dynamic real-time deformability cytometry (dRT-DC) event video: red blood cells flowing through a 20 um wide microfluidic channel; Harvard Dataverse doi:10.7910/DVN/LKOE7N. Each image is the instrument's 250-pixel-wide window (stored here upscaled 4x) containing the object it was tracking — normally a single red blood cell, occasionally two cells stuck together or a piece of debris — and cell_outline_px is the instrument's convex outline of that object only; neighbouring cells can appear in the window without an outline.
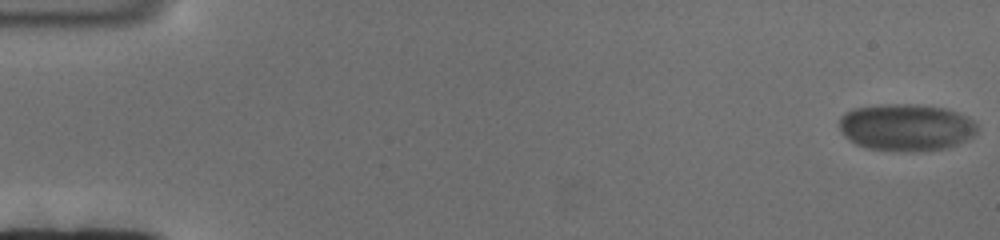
{"species": "human", "species_latin": "Homo sapiens", "temperature_condition": "cold", "stored_images_in_passage": 147, "camera_frame_rate_fps": 3000, "um_per_image_px": 0.085, "donor": {"sex": "female"}, "frame": {"image": 1, "passage_image": 1, "time_ms": 0.0, "image_size_px": [1000, 240], "cell_outline_px": [[976, 132], [972, 136], [956, 144], [944, 148], [868, 148], [856, 144], [844, 136], [840, 132], [840, 116], [844, 112], [852, 108], [884, 104], [916, 104], [944, 108], [968, 116], [976, 124]], "centroid_in_image_um": [76.97, 10.75], "position_along_channel_um": 8.0, "area_um2": 36.65}}
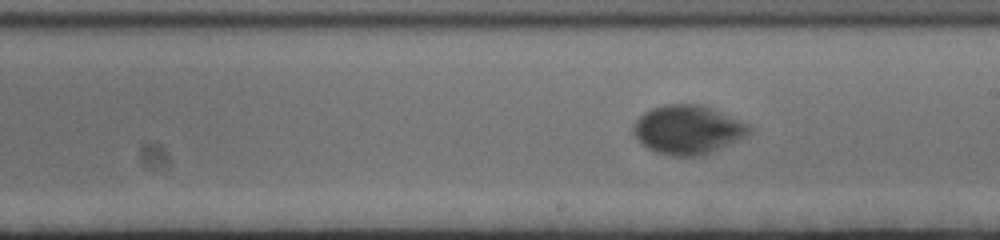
{"frame": {"image": 2, "passage_image": 84, "time_ms": 27.667, "image_size_px": [1000, 240], "cell_outline_px": [[752, 132], [740, 140], [712, 152], [700, 156], [672, 156], [656, 152], [648, 148], [632, 132], [632, 128], [636, 120], [644, 112], [652, 108], [668, 104], [700, 104], [712, 108], [748, 124], [752, 128]], "centroid_in_image_um": [58.49, 11.03], "position_along_channel_um": 230.5, "area_um2": 32.95}}
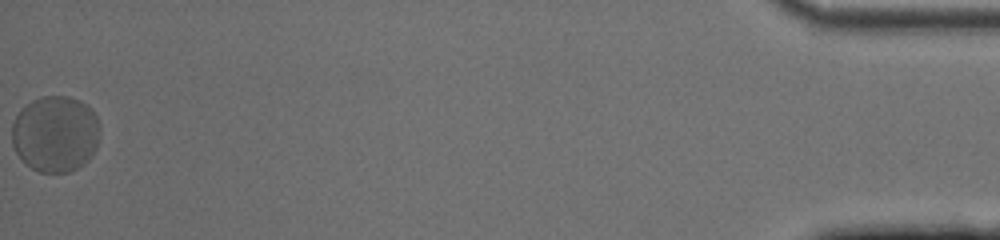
{"frame": {"image": 3, "passage_image": 147, "time_ms": 48.667, "image_size_px": [1000, 240], "cell_outline_px": [[100, 128], [96, 148], [92, 156], [84, 164], [68, 172], [40, 172], [32, 168], [16, 152], [12, 144], [12, 124], [20, 108], [32, 100], [40, 96], [68, 96], [80, 100], [88, 104], [92, 108], [100, 124]], "centroid_in_image_um": [4.72, 11.34], "position_along_channel_um": 430.5, "area_um2": 39.48}}